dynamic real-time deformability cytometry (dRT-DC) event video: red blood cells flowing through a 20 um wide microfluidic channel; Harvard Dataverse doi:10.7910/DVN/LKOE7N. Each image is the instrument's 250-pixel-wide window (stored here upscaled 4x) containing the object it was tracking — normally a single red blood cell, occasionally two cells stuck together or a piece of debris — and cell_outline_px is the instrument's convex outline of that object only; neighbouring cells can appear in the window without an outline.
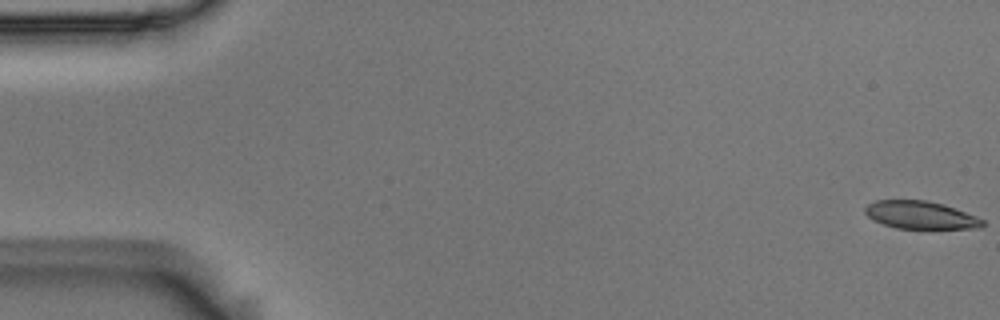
{"species": "Egyptian fruit bat (a non-hibernating species)", "species_latin": "Rousettus aegyptiacus", "temperature_condition": "room temperature", "stored_images_in_passage": 55, "camera_frame_rate_fps": 3000, "um_per_image_px": 0.085, "animal": {"sex": "male"}, "frame": {"image": 1, "passage_image": 1, "time_ms": 0.0, "image_size_px": [1000, 320], "cell_outline_px": [[984, 224], [980, 228], [896, 228], [884, 224], [868, 216], [864, 212], [864, 208], [868, 204], [876, 200], [928, 200], [944, 204], [976, 216], [984, 220]], "centroid_in_image_um": [78.25, 18.26], "position_along_channel_um": 6.7, "area_um2": 18.84}}
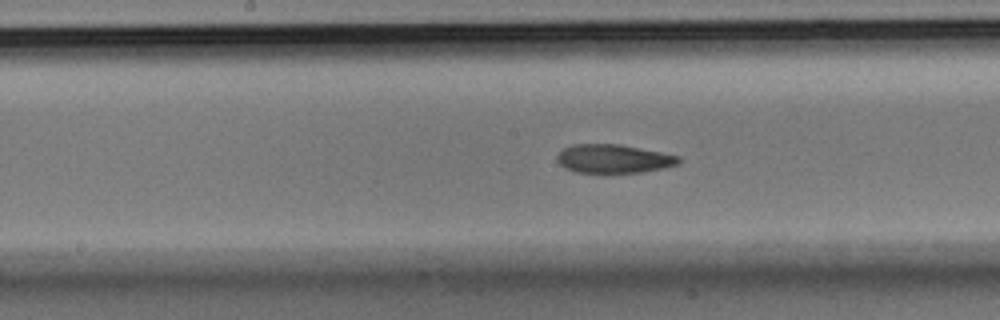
{"frame": {"image": 2, "passage_image": 28, "time_ms": 9.0, "image_size_px": [1000, 320], "cell_outline_px": [[684, 160], [680, 164], [664, 168], [640, 172], [576, 172], [564, 168], [556, 160], [556, 156], [564, 148], [572, 144], [620, 144], [680, 156]], "centroid_in_image_um": [52.18, 13.49], "position_along_channel_um": 196.0, "area_um2": 20.35}}
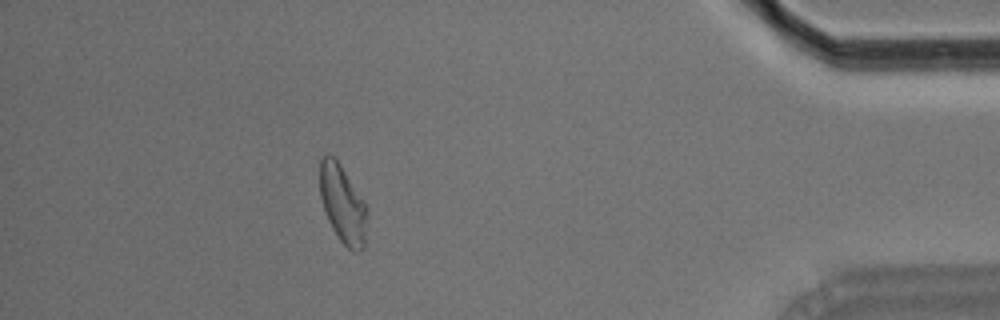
{"frame": {"image": 3, "passage_image": 49, "time_ms": 16.0, "image_size_px": [1000, 320], "cell_outline_px": [[368, 216], [364, 248], [360, 252], [352, 252], [340, 240], [332, 228], [328, 220], [320, 196], [320, 160], [328, 152], [340, 164], [364, 200], [368, 208]], "centroid_in_image_um": [29.16, 17.38], "position_along_channel_um": 406.0, "area_um2": 21.68}, "authors_computed_cell_mechanics": {"area_um2": 21.1548, "velocity_mm_per_s": 3.7014, "shape_relaxation_time_tau1_ms": 5.706, "shape_relaxation_time_tau2_ms": 3.2797, "deformation_change_tau1": 0.1744, "deformation_change_tau2": 0.11}}